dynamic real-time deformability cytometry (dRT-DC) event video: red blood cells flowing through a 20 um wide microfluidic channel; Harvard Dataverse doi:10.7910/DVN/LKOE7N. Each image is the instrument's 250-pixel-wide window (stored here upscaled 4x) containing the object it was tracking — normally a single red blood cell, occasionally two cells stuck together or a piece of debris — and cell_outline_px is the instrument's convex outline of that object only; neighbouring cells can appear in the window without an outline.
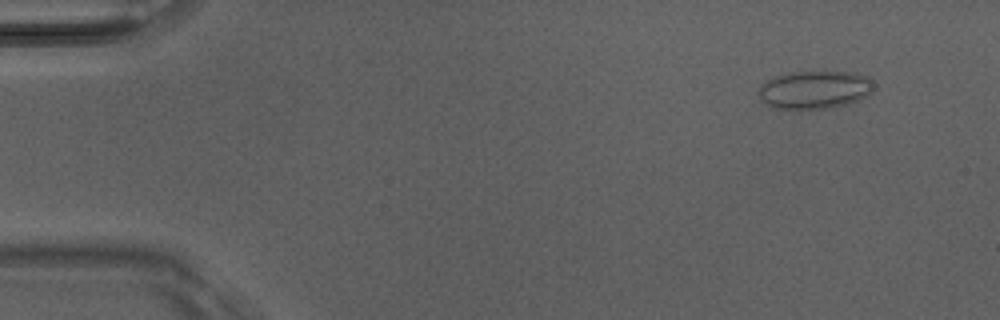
{"species": "Egyptian fruit bat (a non-hibernating species)", "species_latin": "Rousettus aegyptiacus", "temperature_condition": "room temperature", "stored_images_in_passage": 5, "camera_frame_rate_fps": 3000, "um_per_image_px": 0.085, "animal": {"sex": "male"}, "frame": {"image": 1, "passage_image": 5, "time_ms": 1.333, "image_size_px": [1000, 320], "cell_outline_px": [[872, 92], [860, 100], [848, 104], [832, 108], [796, 112], [792, 112], [776, 108], [760, 100], [756, 92], [768, 80], [776, 76], [788, 72], [852, 72], [868, 76], [872, 80]], "centroid_in_image_um": [69.23, 7.68], "position_along_channel_um": 15.8, "area_um2": 26.3}}